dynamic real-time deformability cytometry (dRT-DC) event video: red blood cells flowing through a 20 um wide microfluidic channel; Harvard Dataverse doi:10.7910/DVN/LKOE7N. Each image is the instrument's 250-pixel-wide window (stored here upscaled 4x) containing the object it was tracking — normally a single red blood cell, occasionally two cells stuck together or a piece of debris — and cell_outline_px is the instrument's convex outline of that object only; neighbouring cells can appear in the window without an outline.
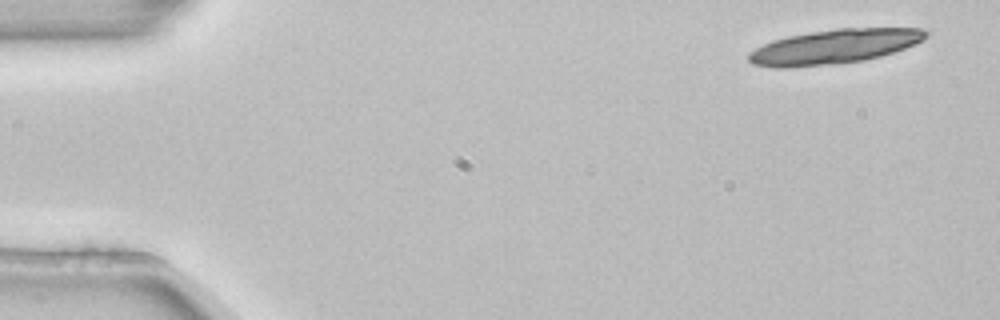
{"species": "common noctule bat (a hibernating species)", "species_latin": "Nyctalus noctula", "temperature_condition": "room temperature", "stored_images_in_passage": 3, "camera_frame_rate_fps": 3000, "um_per_image_px": 0.085, "animal": {"sex": "female", "body_mass_g": 22.7, "forearm_length_mm": 54.2}, "frame": {"image": 1, "passage_image": 1, "time_ms": 0.0, "image_size_px": [1000, 320], "cell_outline_px": [[928, 36], [924, 40], [916, 44], [880, 56], [864, 60], [832, 64], [792, 68], [776, 68], [752, 64], [748, 60], [748, 52], [772, 40], [788, 36], [836, 28], [924, 28], [928, 32]], "centroid_in_image_um": [70.91, 3.96], "position_along_channel_um": 14.1, "area_um2": 35.6}}